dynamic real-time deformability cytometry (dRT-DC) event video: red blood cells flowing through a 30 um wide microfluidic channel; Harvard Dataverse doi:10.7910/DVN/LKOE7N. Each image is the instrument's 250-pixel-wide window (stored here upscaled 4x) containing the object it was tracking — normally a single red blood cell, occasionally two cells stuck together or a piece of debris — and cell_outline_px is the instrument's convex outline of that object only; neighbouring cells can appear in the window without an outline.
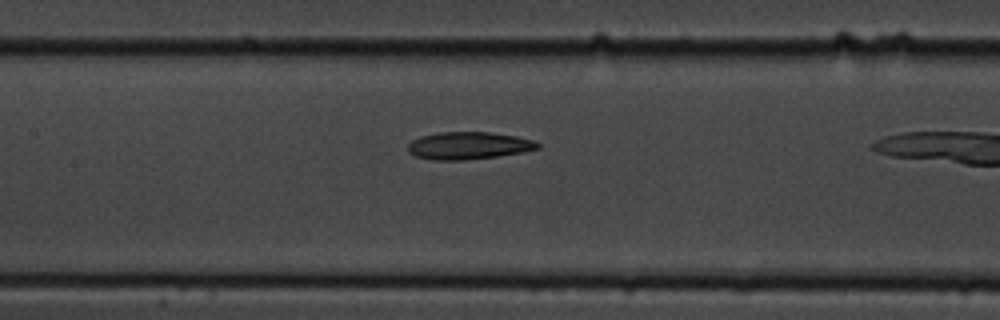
{"species": "common noctule bat (a hibernating species)", "species_latin": "Nyctalus noctula", "temperature_condition": "cold", "stored_images_in_passage": 5, "segment_of_instrument_passage": [2, 2], "camera_frame_rate_fps": 3000, "um_per_image_px": 0.085, "animal": {"sex": "male", "body_mass_g": 19.5, "forearm_length_mm": 54.6}, "frame": {"image": 1, "passage_image": 5, "time_ms": 4.667, "image_size_px": [1000, 320], "cell_outline_px": [[540, 148], [524, 152], [496, 156], [464, 160], [432, 160], [416, 156], [408, 152], [408, 144], [412, 140], [420, 136], [440, 132], [488, 132], [516, 136], [532, 140], [540, 144]], "centroid_in_image_um": [39.81, 12.38], "position_along_channel_um": 167.6, "area_um2": 20.69}}